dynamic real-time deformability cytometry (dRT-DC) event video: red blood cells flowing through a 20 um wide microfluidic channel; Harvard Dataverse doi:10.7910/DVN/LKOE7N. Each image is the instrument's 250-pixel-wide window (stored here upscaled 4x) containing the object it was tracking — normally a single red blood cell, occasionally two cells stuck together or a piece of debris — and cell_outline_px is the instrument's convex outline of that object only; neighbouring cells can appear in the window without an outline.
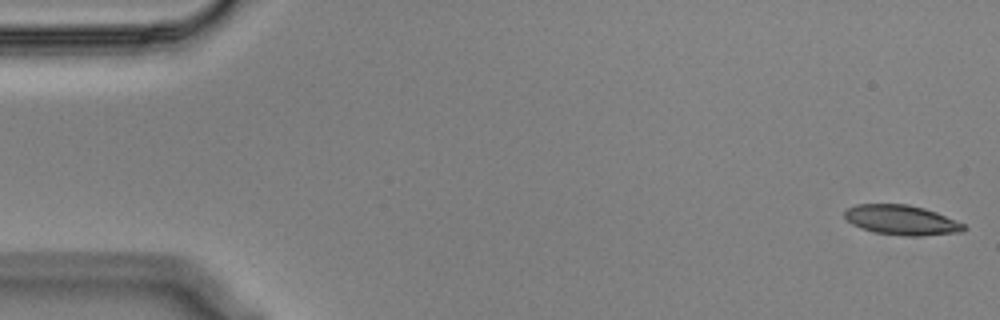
{"species": "Egyptian fruit bat (a non-hibernating species)", "species_latin": "Rousettus aegyptiacus", "temperature_condition": "cold", "stored_images_in_passage": 55, "camera_frame_rate_fps": 3000, "um_per_image_px": 0.085, "animal": {"sex": "male"}, "frame": {"image": 1, "passage_image": 1, "time_ms": 0.0, "image_size_px": [1000, 320], "cell_outline_px": [[968, 228], [960, 232], [920, 236], [900, 236], [876, 232], [860, 228], [852, 224], [844, 216], [844, 212], [848, 208], [856, 204], [908, 204], [924, 208], [936, 212], [964, 224]], "centroid_in_image_um": [76.63, 18.7], "position_along_channel_um": 8.4, "area_um2": 20.69}}
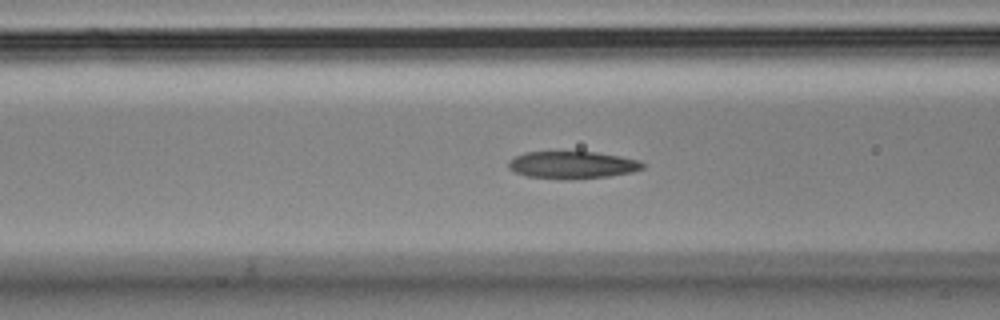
{"frame": {"image": 2, "passage_image": 21, "time_ms": 6.667, "image_size_px": [1000, 320], "cell_outline_px": [[644, 168], [632, 172], [608, 176], [572, 180], [564, 180], [528, 176], [516, 172], [508, 168], [508, 160], [524, 152], [596, 152], [620, 156], [640, 160], [644, 164]], "centroid_in_image_um": [48.65, 14.03], "position_along_channel_um": 117.9, "area_um2": 21.5}}
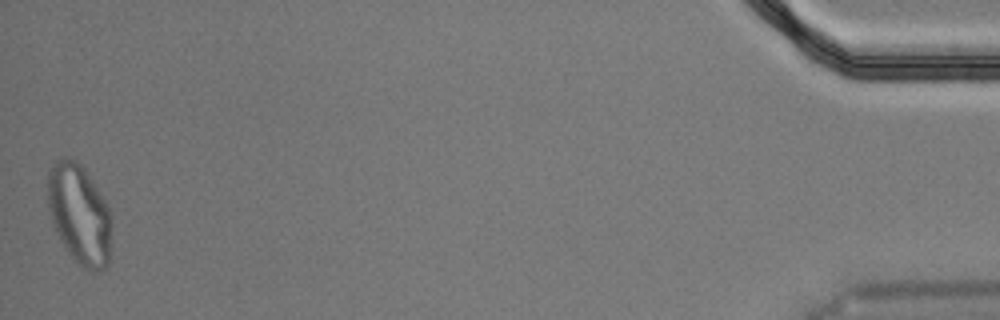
{"frame": {"image": 3, "passage_image": 55, "time_ms": 18.0, "image_size_px": [1000, 320], "cell_outline_px": [[112, 228], [108, 264], [104, 268], [96, 272], [84, 268], [68, 252], [60, 240], [52, 220], [48, 208], [48, 172], [52, 164], [56, 160], [64, 156], [68, 156], [76, 160], [84, 168], [92, 180], [104, 200], [112, 216]], "centroid_in_image_um": [6.75, 18.18], "position_along_channel_um": 428.4, "area_um2": 37.22}, "authors_computed_cell_mechanics": {"area_um2": 21.7906, "velocity_mm_per_s": 3.5715, "shape_relaxation_time_tau1_ms": 10.2237, "shape_relaxation_time_tau2_ms": 2.3932, "deformation_change_tau1": 0.2463, "deformation_change_tau2": 0.0891}}